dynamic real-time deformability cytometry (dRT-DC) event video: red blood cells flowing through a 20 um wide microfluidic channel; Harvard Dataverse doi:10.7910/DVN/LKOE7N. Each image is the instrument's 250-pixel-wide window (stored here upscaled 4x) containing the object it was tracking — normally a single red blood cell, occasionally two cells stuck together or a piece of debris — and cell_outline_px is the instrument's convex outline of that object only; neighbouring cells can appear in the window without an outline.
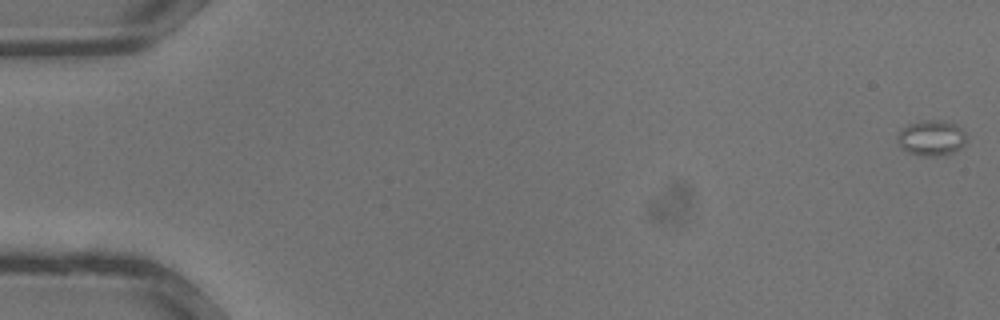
{"species": "common noctule bat (a hibernating species)", "species_latin": "Nyctalus noctula", "temperature_condition": "warm", "stored_images_in_passage": 36, "camera_frame_rate_fps": 3000, "um_per_image_px": 0.085, "animal": {"sex": "male", "body_mass_g": 13.3}, "frame": {"image": 1, "passage_image": 1, "time_ms": 0.0, "image_size_px": [1000, 320], "cell_outline_px": [[968, 140], [960, 148], [944, 156], [924, 156], [908, 152], [900, 148], [896, 140], [896, 136], [908, 124], [924, 120], [940, 120], [956, 124], [968, 136]], "centroid_in_image_um": [79.18, 11.73], "position_along_channel_um": 5.8, "area_um2": 14.45}}
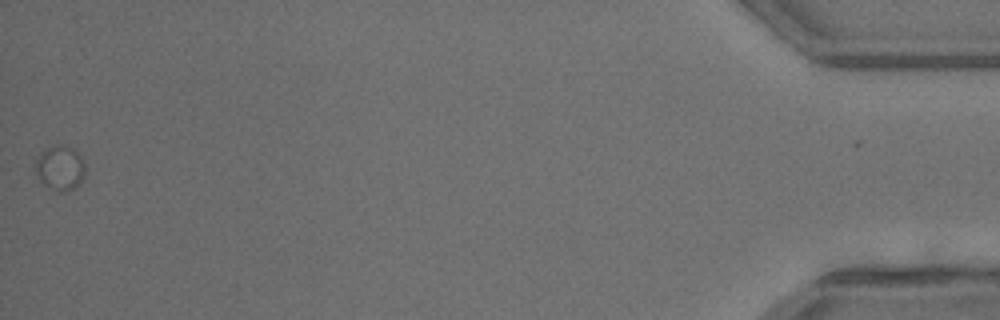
{"frame": {"image": 2, "passage_image": 36, "time_ms": 11.667, "image_size_px": [1000, 320], "cell_outline_px": [[84, 176], [72, 188], [64, 192], [60, 192], [44, 184], [40, 180], [36, 172], [36, 160], [40, 152], [44, 148], [56, 144], [60, 144], [76, 148], [84, 160]], "centroid_in_image_um": [5.11, 14.2], "position_along_channel_um": 430.1, "area_um2": 12.95}}